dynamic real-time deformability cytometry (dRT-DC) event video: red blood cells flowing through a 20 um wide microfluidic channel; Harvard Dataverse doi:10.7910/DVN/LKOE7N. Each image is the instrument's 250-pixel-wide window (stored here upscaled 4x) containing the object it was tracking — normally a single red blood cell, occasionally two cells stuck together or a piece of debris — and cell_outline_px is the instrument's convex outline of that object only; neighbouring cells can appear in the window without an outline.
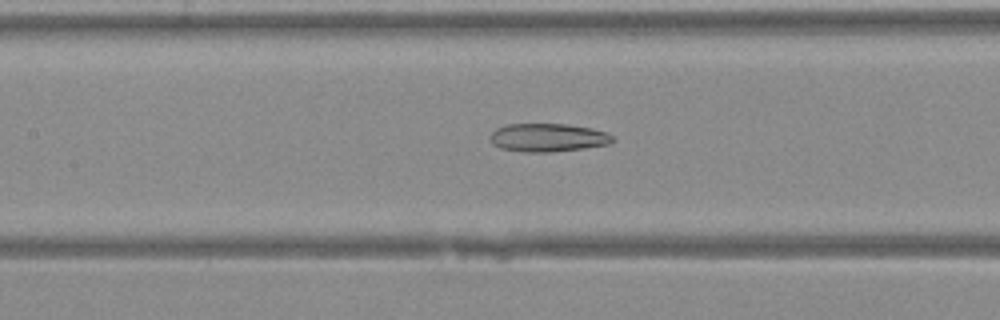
{"species": "Egyptian fruit bat (a non-hibernating species)", "species_latin": "Rousettus aegyptiacus", "temperature_condition": "warm", "stored_images_in_passage": 42, "camera_frame_rate_fps": 3000, "um_per_image_px": 0.085, "animal": {"sex": "female"}, "frame": {"image": 1, "passage_image": 20, "time_ms": 6.333, "image_size_px": [1000, 320], "cell_outline_px": [[612, 140], [608, 144], [584, 148], [548, 152], [524, 152], [500, 148], [492, 144], [488, 136], [496, 128], [508, 124], [568, 124], [592, 128], [608, 132], [612, 136]], "centroid_in_image_um": [46.53, 11.69], "position_along_channel_um": 160.9, "area_um2": 20.23}}
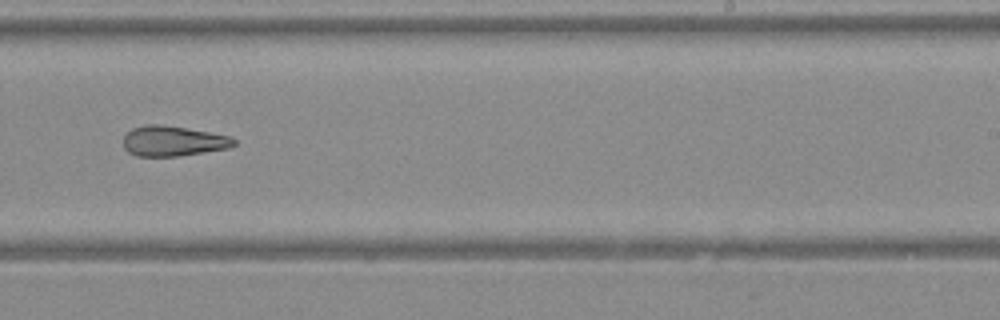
{"frame": {"image": 2, "passage_image": 27, "time_ms": 8.667, "image_size_px": [1000, 320], "cell_outline_px": [[236, 144], [228, 148], [180, 156], [136, 156], [128, 152], [124, 148], [124, 136], [132, 128], [144, 124], [156, 124], [184, 128], [208, 132], [228, 136], [236, 140]], "centroid_in_image_um": [14.68, 12.0], "position_along_channel_um": 274.3, "area_um2": 19.31}}
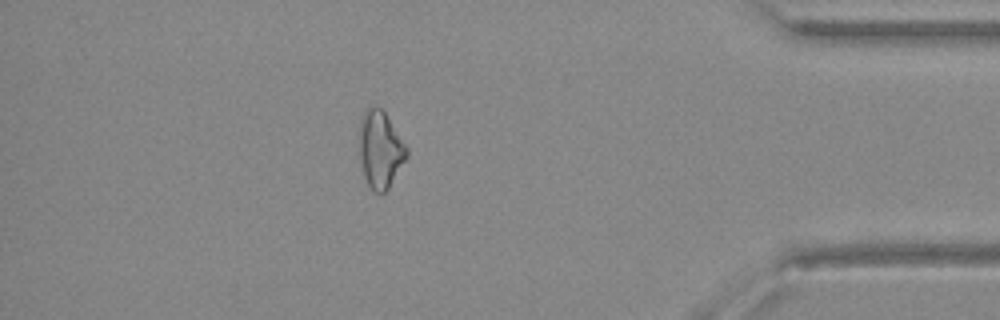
{"frame": {"image": 3, "passage_image": 37, "time_ms": 12.0, "image_size_px": [1000, 320], "cell_outline_px": [[408, 156], [388, 188], [384, 192], [372, 192], [364, 176], [360, 160], [360, 120], [364, 108], [380, 108], [384, 112], [408, 148]], "centroid_in_image_um": [32.32, 12.72], "position_along_channel_um": 402.9, "area_um2": 20.98}}